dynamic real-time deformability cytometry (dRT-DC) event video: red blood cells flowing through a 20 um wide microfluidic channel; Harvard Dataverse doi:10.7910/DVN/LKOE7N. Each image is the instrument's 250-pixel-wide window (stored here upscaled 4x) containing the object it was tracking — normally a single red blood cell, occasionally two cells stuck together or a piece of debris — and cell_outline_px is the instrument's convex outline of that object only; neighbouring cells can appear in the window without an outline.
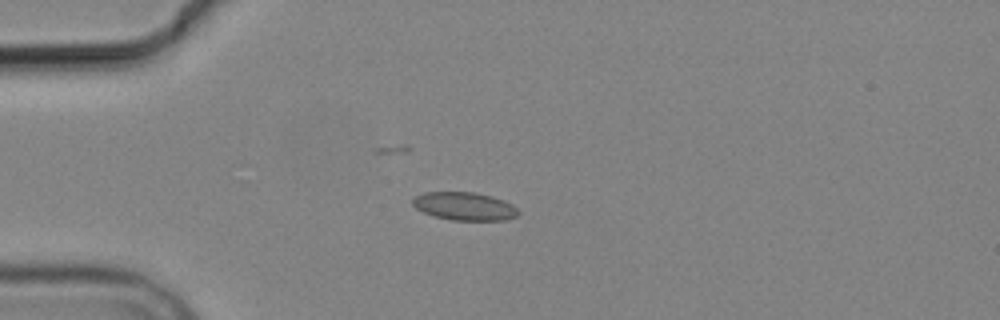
{"species": "common noctule bat (a hibernating species)", "species_latin": "Nyctalus noctula", "temperature_condition": "cold", "stored_images_in_passage": 6, "camera_frame_rate_fps": 3000, "um_per_image_px": 0.085, "animal": {"sex": "male", "body_mass_g": 19.2, "forearm_length_mm": 51.8}, "frame": {"image": 1, "passage_image": 3, "time_ms": 3.0, "image_size_px": [1000, 320], "cell_outline_px": [[520, 212], [516, 216], [504, 220], [452, 220], [436, 216], [424, 212], [416, 208], [412, 204], [412, 200], [416, 196], [424, 192], [476, 192], [492, 196], [504, 200], [512, 204]], "centroid_in_image_um": [39.5, 17.52], "position_along_channel_um": 45.5, "area_um2": 17.22}}
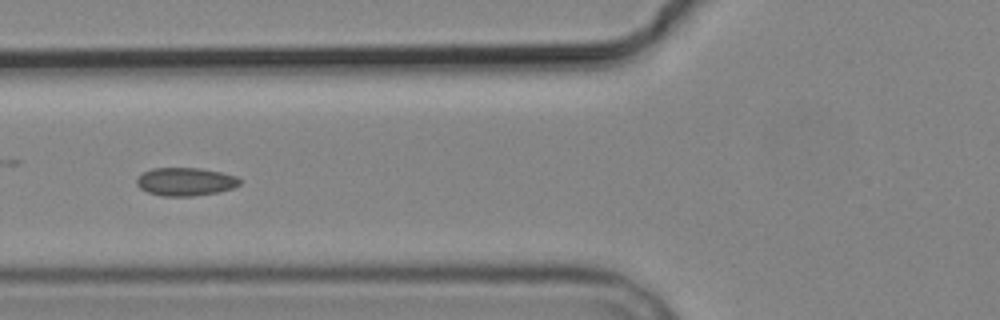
{"frame": {"image": 2, "passage_image": 5, "time_ms": 5.333, "image_size_px": [1000, 320], "cell_outline_px": [[240, 184], [232, 188], [220, 192], [192, 196], [164, 196], [148, 192], [140, 188], [136, 184], [136, 180], [144, 172], [152, 168], [200, 168], [220, 172], [236, 176], [240, 180]], "centroid_in_image_um": [15.77, 15.44], "position_along_channel_um": 110.0, "area_um2": 16.82}}
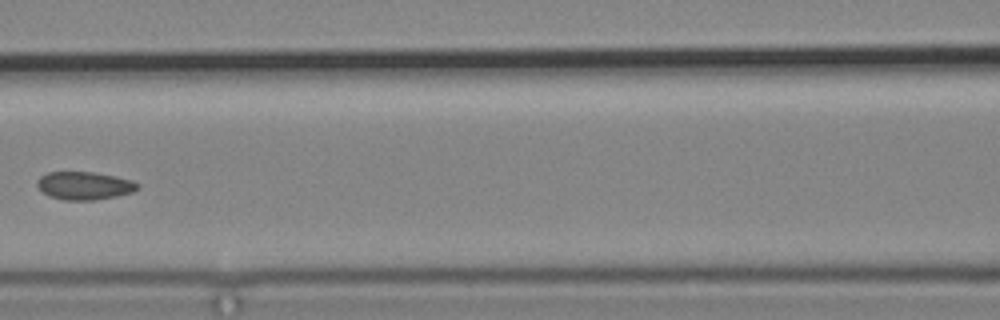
{"frame": {"image": 3, "passage_image": 6, "time_ms": 6.667, "image_size_px": [1000, 320], "cell_outline_px": [[140, 188], [132, 192], [116, 196], [96, 200], [64, 200], [48, 196], [36, 184], [36, 180], [40, 176], [48, 172], [92, 172], [116, 176], [132, 180], [140, 184]], "centroid_in_image_um": [7.18, 15.78], "position_along_channel_um": 159.4, "area_um2": 16.47}}